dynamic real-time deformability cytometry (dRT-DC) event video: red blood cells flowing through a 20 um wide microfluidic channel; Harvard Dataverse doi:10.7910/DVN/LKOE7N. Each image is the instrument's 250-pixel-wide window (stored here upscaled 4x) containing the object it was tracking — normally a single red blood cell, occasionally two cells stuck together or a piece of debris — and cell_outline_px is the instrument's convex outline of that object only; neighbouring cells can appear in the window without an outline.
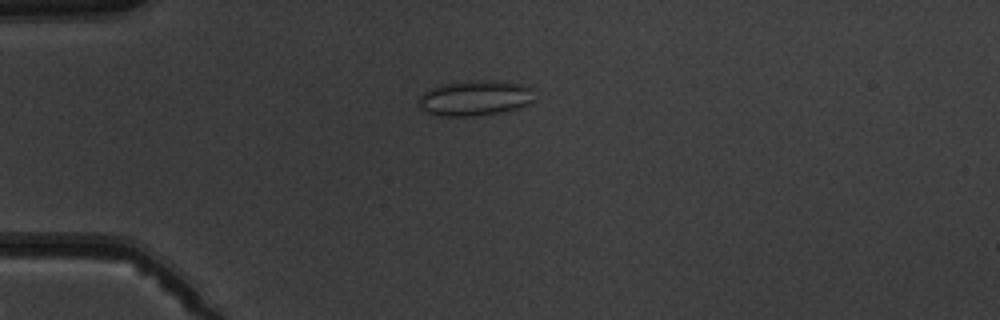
{"species": "common noctule bat (a hibernating species)", "species_latin": "Nyctalus noctula", "temperature_condition": "warm", "stored_images_in_passage": 6, "camera_frame_rate_fps": 3000, "um_per_image_px": 0.085, "animal": {"sex": "male", "body_mass_g": 19.5, "forearm_length_mm": 54.6}, "frame": {"image": 1, "passage_image": 4, "time_ms": 4.333, "image_size_px": [1000, 320], "cell_outline_px": [[532, 100], [528, 104], [516, 108], [500, 112], [472, 116], [440, 116], [424, 112], [420, 108], [420, 96], [428, 88], [440, 84], [480, 80], [496, 80], [520, 84], [532, 88]], "centroid_in_image_um": [40.32, 8.33], "position_along_channel_um": 44.7, "area_um2": 23.7}}
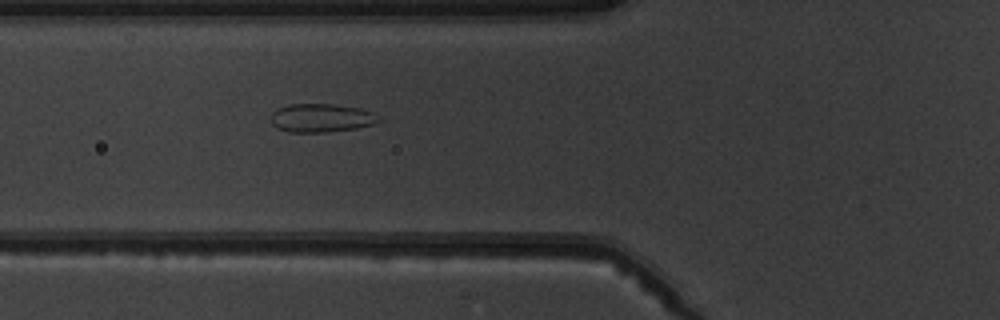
{"frame": {"image": 2, "passage_image": 6, "time_ms": 6.333, "image_size_px": [1000, 320], "cell_outline_px": [[380, 120], [372, 124], [356, 128], [324, 132], [288, 132], [276, 128], [272, 124], [272, 112], [276, 108], [288, 104], [332, 104], [360, 108], [372, 112]], "centroid_in_image_um": [27.25, 10.02], "position_along_channel_um": 98.6, "area_um2": 17.8}}